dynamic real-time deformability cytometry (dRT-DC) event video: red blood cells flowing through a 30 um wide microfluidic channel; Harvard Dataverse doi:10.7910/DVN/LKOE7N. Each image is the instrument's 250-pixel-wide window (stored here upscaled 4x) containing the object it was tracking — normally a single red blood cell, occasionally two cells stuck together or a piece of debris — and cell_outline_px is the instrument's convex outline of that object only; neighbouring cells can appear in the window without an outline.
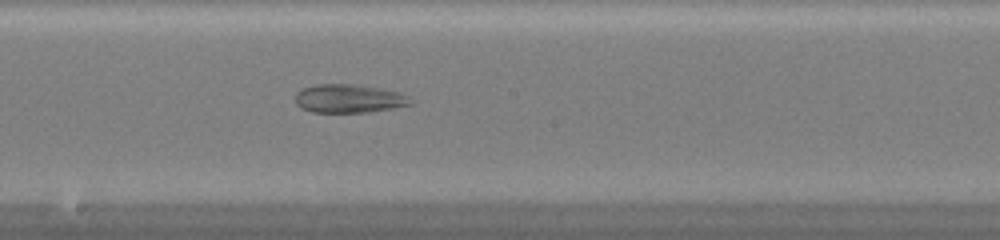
{"species": "common noctule bat (a hibernating species)", "species_latin": "Nyctalus noctula", "temperature_condition": "warm", "stored_images_in_passage": 48, "camera_frame_rate_fps": 3000, "um_per_image_px": 0.085, "animal": {"sex": "female", "body_mass_g": 20.0, "forearm_length_mm": 54.0}, "frame": {"image": 1, "passage_image": 27, "time_ms": 8.667, "image_size_px": [1000, 240], "cell_outline_px": [[412, 104], [392, 108], [368, 112], [312, 112], [300, 108], [296, 104], [296, 92], [304, 88], [316, 84], [356, 84], [380, 88], [400, 92], [408, 96], [412, 100]], "centroid_in_image_um": [29.66, 8.37], "position_along_channel_um": 218.5, "area_um2": 19.19}}
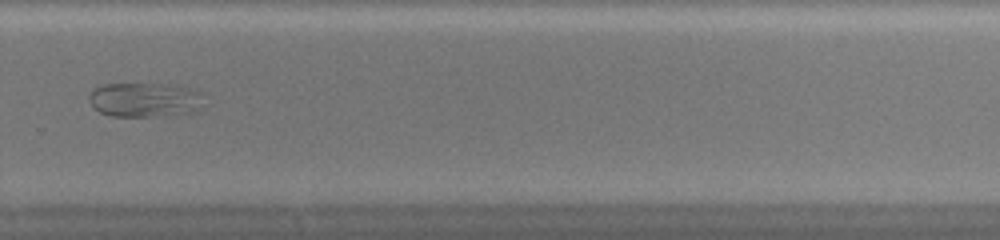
{"frame": {"image": 2, "passage_image": 34, "time_ms": 11.0, "image_size_px": [1000, 240], "cell_outline_px": [[200, 108], [196, 112], [168, 116], [112, 116], [100, 112], [92, 104], [88, 96], [96, 88], [104, 84], [168, 84], [188, 88], [200, 92]], "centroid_in_image_um": [12.32, 8.49], "position_along_channel_um": 317.5, "area_um2": 22.83}}
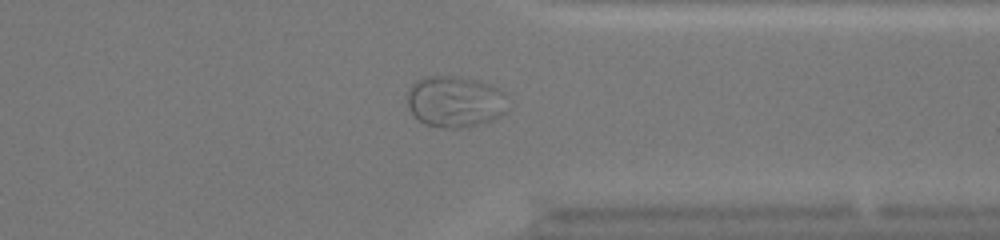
{"frame": {"image": 3, "passage_image": 38, "time_ms": 12.333, "image_size_px": [1000, 240], "cell_outline_px": [[504, 112], [500, 116], [492, 120], [460, 128], [448, 128], [424, 124], [408, 108], [408, 88], [416, 80], [424, 76], [456, 76], [476, 80], [500, 88], [504, 92]], "centroid_in_image_um": [38.64, 8.62], "position_along_channel_um": 372.8, "area_um2": 29.77}}